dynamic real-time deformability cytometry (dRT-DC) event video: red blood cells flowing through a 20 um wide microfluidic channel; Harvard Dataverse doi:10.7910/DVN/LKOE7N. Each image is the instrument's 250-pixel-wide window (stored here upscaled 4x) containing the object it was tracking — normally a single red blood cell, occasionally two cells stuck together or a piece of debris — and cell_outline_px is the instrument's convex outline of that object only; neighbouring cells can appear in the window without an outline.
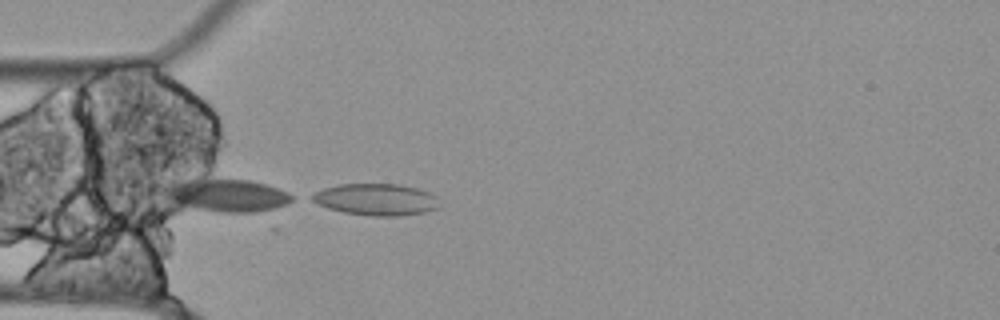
{"species": "Egyptian fruit bat (a non-hibernating species)", "species_latin": "Rousettus aegyptiacus", "temperature_condition": "cold", "stored_images_in_passage": 44, "camera_frame_rate_fps": 3000, "um_per_image_px": 0.085, "animal": {"sex": "female"}, "frame": {"image": 1, "passage_image": 9, "time_ms": 2.667, "image_size_px": [1000, 320], "cell_outline_px": [[436, 208], [424, 212], [396, 216], [372, 216], [344, 212], [328, 208], [312, 200], [308, 196], [324, 188], [340, 184], [400, 184], [416, 188], [428, 192], [436, 196]], "centroid_in_image_um": [31.93, 16.95], "position_along_channel_um": 53.1, "area_um2": 23.18}}
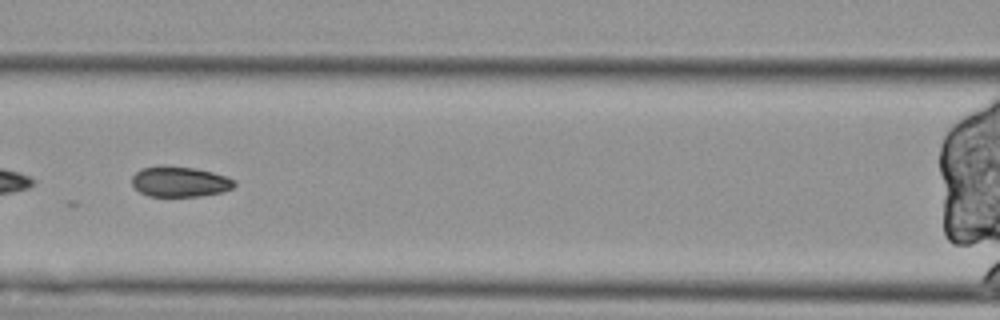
{"frame": {"image": 2, "passage_image": 17, "time_ms": 5.333, "image_size_px": [1000, 320], "cell_outline_px": [[236, 184], [232, 188], [220, 192], [200, 196], [148, 196], [140, 192], [132, 184], [132, 176], [140, 168], [192, 168], [212, 172], [236, 180]], "centroid_in_image_um": [15.29, 15.48], "position_along_channel_um": 151.3, "area_um2": 17.46}}
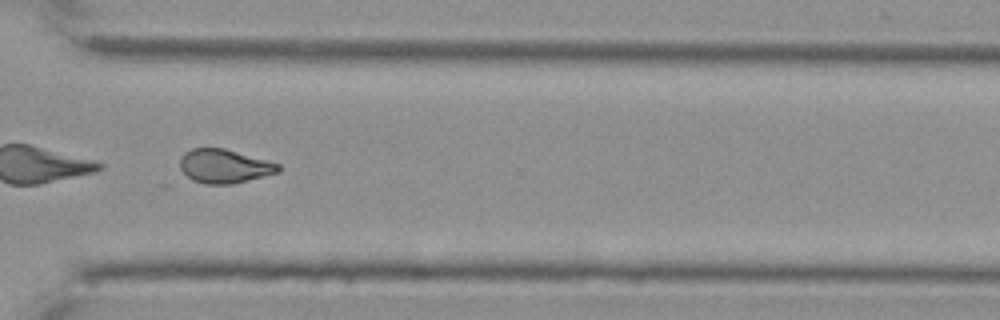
{"frame": {"image": 3, "passage_image": 34, "time_ms": 11.0, "image_size_px": [1000, 320], "cell_outline_px": [[280, 172], [232, 184], [204, 184], [192, 180], [180, 168], [180, 160], [184, 152], [192, 148], [224, 148], [280, 164]], "centroid_in_image_um": [19.06, 14.12], "position_along_channel_um": 351.5, "area_um2": 19.31}}